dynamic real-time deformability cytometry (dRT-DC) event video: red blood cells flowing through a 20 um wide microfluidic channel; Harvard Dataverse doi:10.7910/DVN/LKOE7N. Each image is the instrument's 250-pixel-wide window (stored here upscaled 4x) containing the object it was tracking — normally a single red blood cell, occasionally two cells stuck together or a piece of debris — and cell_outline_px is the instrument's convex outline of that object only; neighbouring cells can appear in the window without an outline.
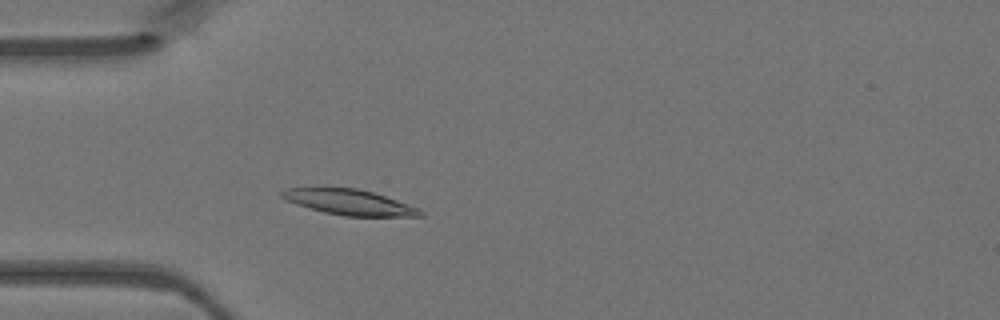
{"species": "Egyptian fruit bat (a non-hibernating species)", "species_latin": "Rousettus aegyptiacus", "temperature_condition": "warm", "stored_images_in_passage": 32, "camera_frame_rate_fps": 3000, "um_per_image_px": 0.085, "animal": {"sex": "female"}, "frame": {"image": 1, "passage_image": 9, "time_ms": 2.667, "image_size_px": [1000, 320], "cell_outline_px": [[424, 216], [344, 216], [324, 212], [308, 208], [284, 200], [280, 196], [280, 192], [288, 188], [324, 184], [356, 188], [372, 192], [420, 208], [424, 212]], "centroid_in_image_um": [29.58, 17.13], "position_along_channel_um": 55.4, "area_um2": 21.39}}
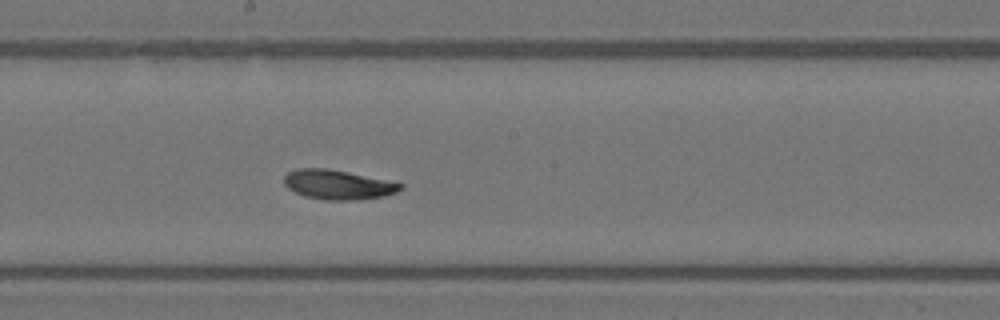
{"frame": {"image": 2, "passage_image": 21, "time_ms": 6.667, "image_size_px": [1000, 320], "cell_outline_px": [[404, 188], [396, 192], [384, 196], [360, 200], [324, 200], [304, 196], [288, 188], [284, 184], [284, 176], [288, 172], [296, 168], [328, 168], [348, 172], [404, 184]], "centroid_in_image_um": [28.71, 15.7], "position_along_channel_um": 219.5, "area_um2": 20.06}}
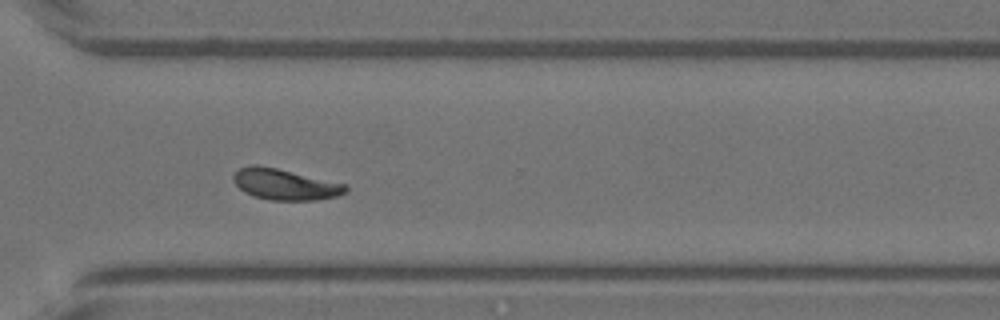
{"frame": {"image": 3, "passage_image": 30, "time_ms": 9.667, "image_size_px": [1000, 320], "cell_outline_px": [[348, 192], [340, 196], [316, 200], [268, 200], [252, 196], [244, 192], [232, 180], [232, 176], [240, 168], [252, 164], [256, 164], [276, 168], [348, 184]], "centroid_in_image_um": [24.26, 15.68], "position_along_channel_um": 346.3, "area_um2": 20.52}}